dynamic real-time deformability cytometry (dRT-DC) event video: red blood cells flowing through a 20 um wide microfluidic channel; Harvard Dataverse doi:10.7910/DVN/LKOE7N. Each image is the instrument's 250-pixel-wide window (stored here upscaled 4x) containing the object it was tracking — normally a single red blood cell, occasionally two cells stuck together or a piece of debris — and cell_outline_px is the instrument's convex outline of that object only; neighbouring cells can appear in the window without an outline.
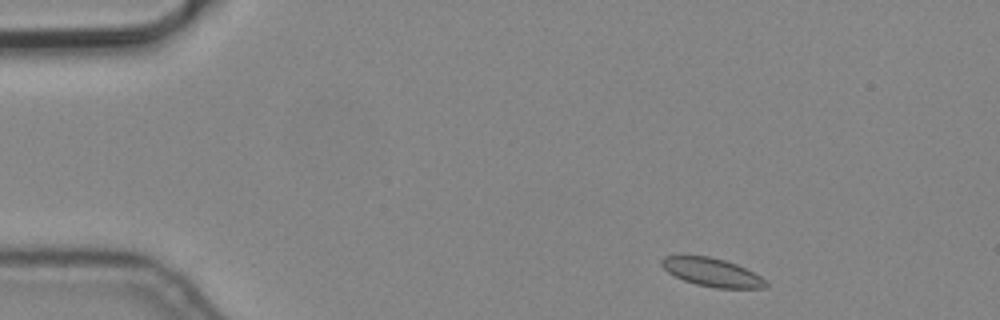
{"species": "common noctule bat (a hibernating species)", "species_latin": "Nyctalus noctula", "temperature_condition": "cold", "stored_images_in_passage": 6, "camera_frame_rate_fps": 3000, "um_per_image_px": 0.085, "animal": {"sex": "male", "body_mass_g": 19.2, "forearm_length_mm": 51.8}, "frame": {"image": 1, "passage_image": 1, "time_ms": 0.0, "image_size_px": [1000, 320], "cell_outline_px": [[768, 284], [764, 288], [716, 288], [696, 284], [684, 280], [668, 272], [660, 264], [660, 260], [664, 256], [708, 256], [724, 260], [736, 264], [760, 276]], "centroid_in_image_um": [60.5, 23.15], "position_along_channel_um": 24.5, "area_um2": 16.94}}
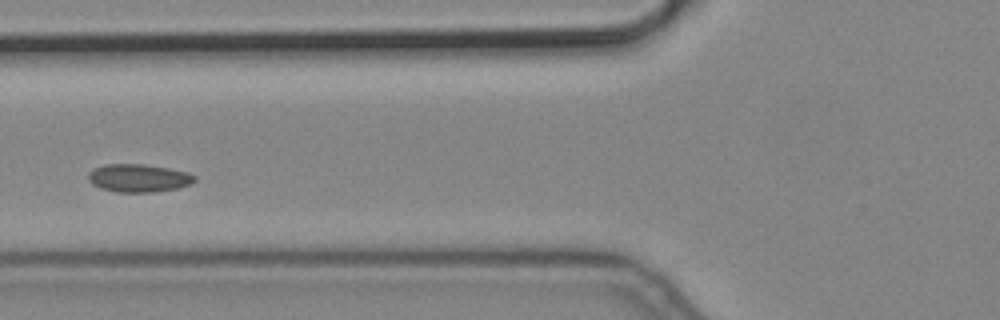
{"frame": {"image": 2, "passage_image": 5, "time_ms": 1.333, "image_size_px": [1000, 320], "cell_outline_px": [[196, 180], [188, 184], [176, 188], [152, 192], [116, 192], [100, 188], [92, 184], [88, 180], [88, 172], [92, 168], [104, 164], [144, 164], [168, 168], [188, 172], [196, 176]], "centroid_in_image_um": [11.73, 15.12], "position_along_channel_um": 114.1, "area_um2": 17.4}}
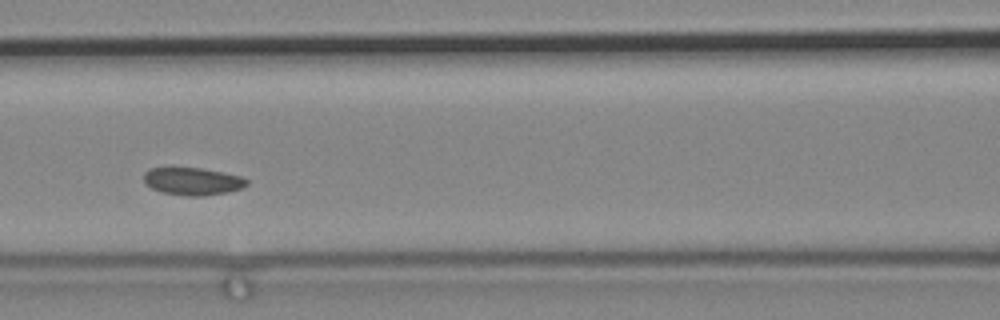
{"frame": {"image": 3, "passage_image": 6, "time_ms": 1.667, "image_size_px": [1000, 320], "cell_outline_px": [[248, 184], [244, 188], [228, 192], [204, 196], [184, 196], [164, 192], [152, 188], [144, 180], [144, 172], [148, 168], [200, 168], [224, 172], [240, 176], [248, 180]], "centroid_in_image_um": [16.42, 15.41], "position_along_channel_um": 150.2, "area_um2": 16.53}}